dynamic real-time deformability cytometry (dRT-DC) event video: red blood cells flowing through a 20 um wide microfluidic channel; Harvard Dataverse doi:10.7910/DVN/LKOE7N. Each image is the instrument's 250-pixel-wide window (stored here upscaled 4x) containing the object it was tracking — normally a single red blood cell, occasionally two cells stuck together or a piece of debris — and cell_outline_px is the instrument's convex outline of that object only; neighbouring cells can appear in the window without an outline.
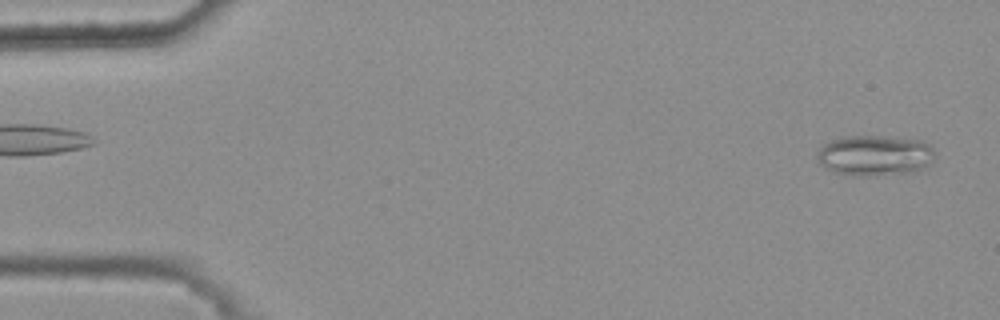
{"species": "common noctule bat (a hibernating species)", "species_latin": "Nyctalus noctula", "temperature_condition": "warm", "stored_images_in_passage": 47, "camera_frame_rate_fps": 3000, "um_per_image_px": 0.085, "animal": {"sex": "female", "body_mass_g": 25.1}, "frame": {"image": 1, "passage_image": 2, "time_ms": 0.333, "image_size_px": [1000, 320], "cell_outline_px": [[936, 152], [932, 160], [928, 164], [912, 172], [868, 176], [852, 176], [836, 172], [820, 164], [816, 160], [816, 156], [820, 148], [824, 144], [832, 140], [844, 136], [884, 136], [920, 140], [928, 144]], "centroid_in_image_um": [74.34, 13.21], "position_along_channel_um": 10.7, "area_um2": 27.74}}
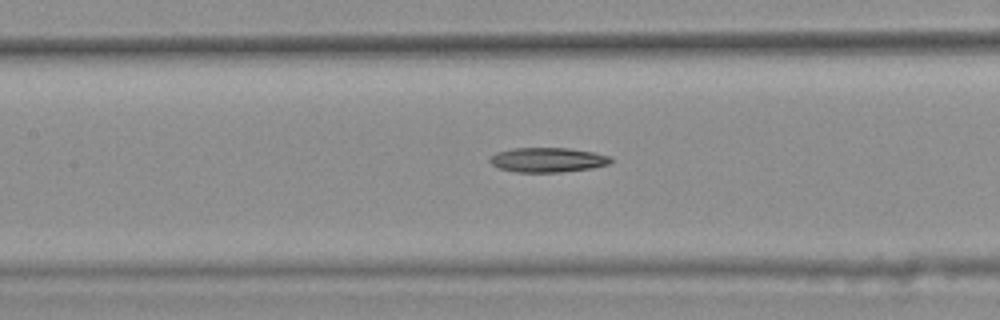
{"frame": {"image": 2, "passage_image": 24, "time_ms": 7.667, "image_size_px": [1000, 320], "cell_outline_px": [[612, 160], [608, 164], [592, 168], [560, 172], [516, 172], [500, 168], [492, 164], [488, 160], [496, 152], [512, 148], [568, 148], [592, 152], [612, 156]], "centroid_in_image_um": [46.55, 13.58], "position_along_channel_um": 160.8, "area_um2": 17.28}}
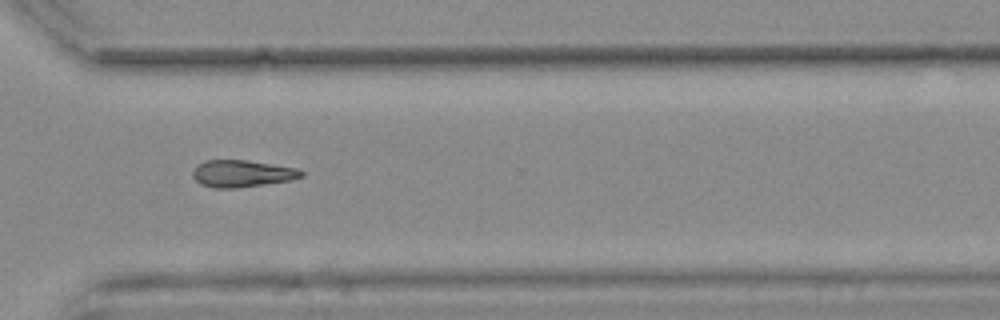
{"frame": {"image": 3, "passage_image": 39, "time_ms": 12.667, "image_size_px": [1000, 320], "cell_outline_px": [[304, 176], [292, 180], [236, 188], [212, 188], [200, 184], [192, 176], [192, 172], [196, 164], [204, 160], [244, 160], [296, 168], [304, 172]], "centroid_in_image_um": [20.53, 14.76], "position_along_channel_um": 350.1, "area_um2": 17.11}}